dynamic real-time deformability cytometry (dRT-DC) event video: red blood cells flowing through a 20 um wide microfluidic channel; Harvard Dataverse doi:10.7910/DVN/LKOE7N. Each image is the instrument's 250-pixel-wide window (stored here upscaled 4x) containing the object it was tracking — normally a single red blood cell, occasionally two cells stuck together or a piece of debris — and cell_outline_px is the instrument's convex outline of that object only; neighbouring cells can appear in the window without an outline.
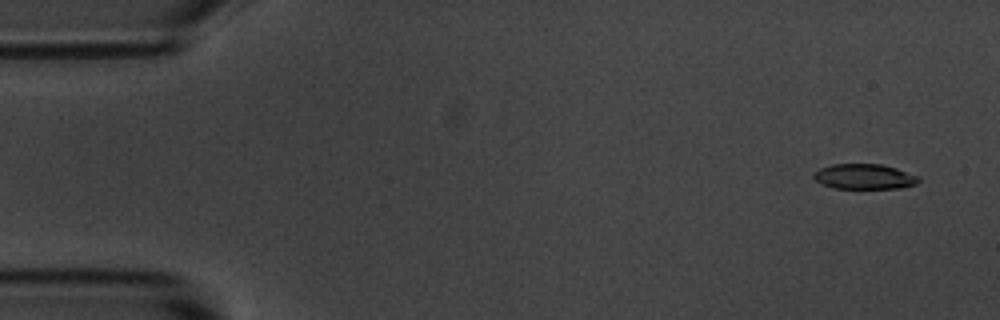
{"species": "common noctule bat (a hibernating species)", "species_latin": "Nyctalus noctula", "temperature_condition": "room temperature", "stored_images_in_passage": 5, "segment_of_instrument_passage": [1, 2], "camera_frame_rate_fps": 3000, "um_per_image_px": 0.085, "animal": {"sex": "male", "body_mass_g": 20.1, "forearm_length_mm": 53.5}, "frame": {"image": 1, "passage_image": 1, "time_ms": 0.0, "image_size_px": [1000, 320], "cell_outline_px": [[920, 180], [916, 184], [900, 188], [832, 188], [820, 184], [812, 176], [820, 168], [832, 164], [880, 164], [896, 168], [920, 176]], "centroid_in_image_um": [73.47, 15.01], "position_along_channel_um": 11.5, "area_um2": 15.43}}
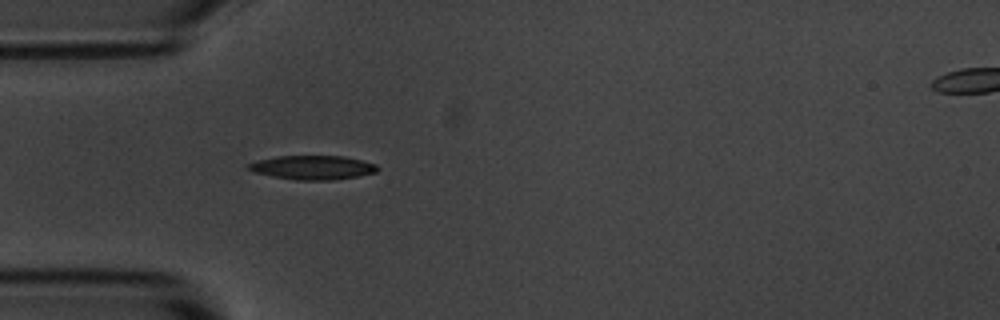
{"frame": {"image": 2, "passage_image": 4, "time_ms": 4.333, "image_size_px": [1000, 320], "cell_outline_px": [[380, 168], [376, 172], [360, 176], [332, 180], [296, 180], [272, 176], [256, 172], [244, 168], [248, 164], [260, 160], [280, 156], [344, 156], [376, 164]], "centroid_in_image_um": [26.61, 14.24], "position_along_channel_um": 58.4, "area_um2": 17.98}}